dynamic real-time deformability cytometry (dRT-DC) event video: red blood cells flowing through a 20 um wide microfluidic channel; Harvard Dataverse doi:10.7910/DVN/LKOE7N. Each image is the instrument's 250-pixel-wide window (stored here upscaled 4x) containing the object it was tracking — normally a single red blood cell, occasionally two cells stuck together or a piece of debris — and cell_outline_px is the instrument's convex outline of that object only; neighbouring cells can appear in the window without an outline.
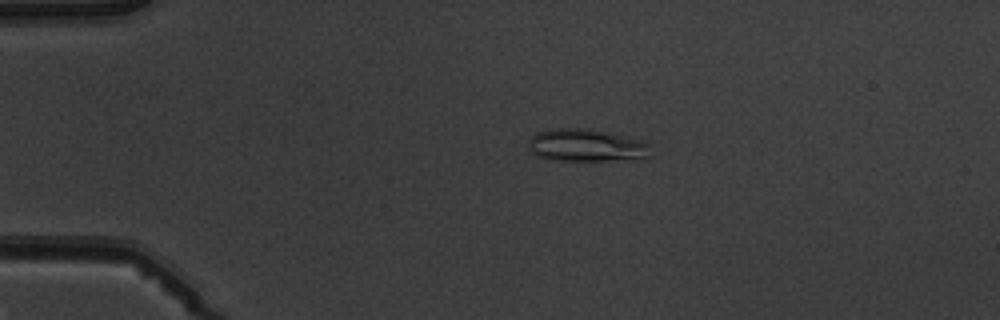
{"species": "common noctule bat (a hibernating species)", "species_latin": "Nyctalus noctula", "temperature_condition": "warm", "stored_images_in_passage": 2, "camera_frame_rate_fps": 3000, "um_per_image_px": 0.085, "animal": {"sex": "male", "body_mass_g": 19.5, "forearm_length_mm": 54.6}, "frame": {"image": 1, "passage_image": 1, "time_ms": 0.0, "image_size_px": [1000, 320], "cell_outline_px": [[652, 156], [604, 160], [556, 160], [536, 156], [528, 152], [528, 140], [536, 132], [548, 128], [588, 128], [644, 140], [648, 144]], "centroid_in_image_um": [49.75, 12.33], "position_along_channel_um": 35.2, "area_um2": 23.24}}